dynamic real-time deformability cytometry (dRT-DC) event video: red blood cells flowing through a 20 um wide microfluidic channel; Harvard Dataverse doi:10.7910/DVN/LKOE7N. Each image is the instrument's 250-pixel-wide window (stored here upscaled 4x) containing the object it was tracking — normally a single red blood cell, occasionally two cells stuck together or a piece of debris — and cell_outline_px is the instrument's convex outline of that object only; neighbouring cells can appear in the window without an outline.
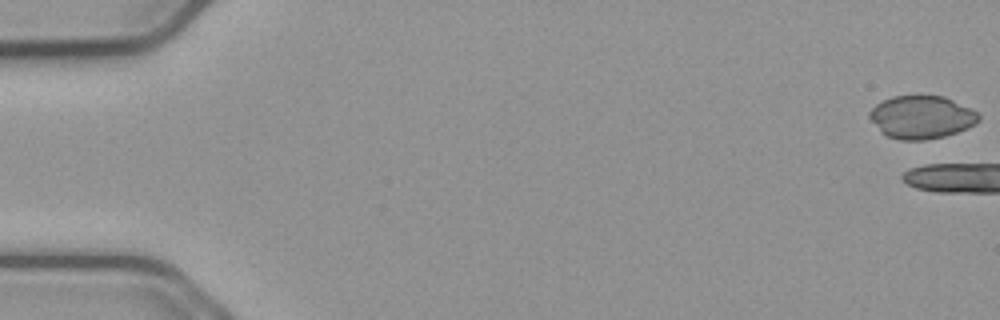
{"species": "common noctule bat (a hibernating species)", "species_latin": "Nyctalus noctula", "temperature_condition": "cold", "stored_images_in_passage": 6, "camera_frame_rate_fps": 3000, "um_per_image_px": 0.085, "animal": {"sex": "male", "body_mass_g": 23.1, "forearm_length_mm": 52.7}, "frame": {"image": 1, "passage_image": 1, "time_ms": 0.0, "image_size_px": [1000, 320], "cell_outline_px": [[980, 120], [976, 124], [968, 128], [944, 136], [924, 140], [900, 140], [888, 136], [880, 132], [868, 116], [868, 112], [876, 104], [892, 96], [944, 96], [976, 112], [980, 116]], "centroid_in_image_um": [78.3, 9.97], "position_along_channel_um": 6.7, "area_um2": 27.17}}